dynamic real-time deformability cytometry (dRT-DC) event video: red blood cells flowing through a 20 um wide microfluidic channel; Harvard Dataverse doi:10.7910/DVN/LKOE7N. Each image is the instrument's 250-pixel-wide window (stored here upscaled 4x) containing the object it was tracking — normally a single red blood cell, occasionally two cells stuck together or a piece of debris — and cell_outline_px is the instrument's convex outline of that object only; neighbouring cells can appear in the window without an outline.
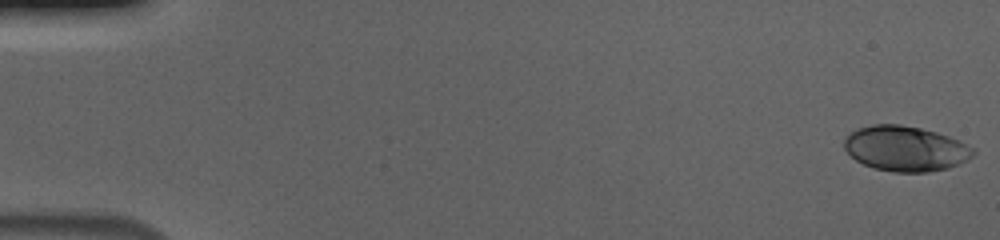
{"species": "human", "species_latin": "Homo sapiens", "temperature_condition": "cold", "stored_images_in_passage": 56, "camera_frame_rate_fps": 3000, "um_per_image_px": 0.085, "donor": {"sex": "male"}, "frame": {"image": 1, "passage_image": 1, "time_ms": 0.0, "image_size_px": [1000, 240], "cell_outline_px": [[976, 152], [968, 160], [948, 168], [928, 172], [892, 172], [872, 168], [856, 160], [844, 148], [844, 140], [856, 128], [872, 124], [900, 124], [920, 128], [936, 132], [960, 140], [976, 148]], "centroid_in_image_um": [76.99, 12.63], "position_along_channel_um": 8.0, "area_um2": 34.16}}
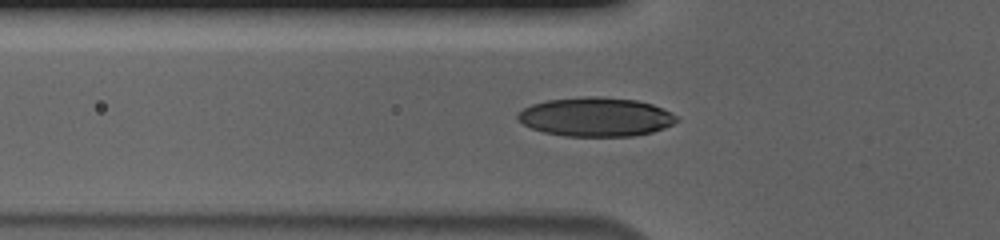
{"frame": {"image": 2, "passage_image": 20, "time_ms": 6.333, "image_size_px": [1000, 240], "cell_outline_px": [[680, 120], [664, 128], [652, 132], [632, 136], [564, 136], [544, 132], [532, 128], [516, 120], [516, 116], [524, 108], [532, 104], [544, 100], [584, 96], [600, 96], [636, 100], [652, 104], [672, 112]], "centroid_in_image_um": [50.64, 9.93], "position_along_channel_um": 75.2, "area_um2": 36.3}}
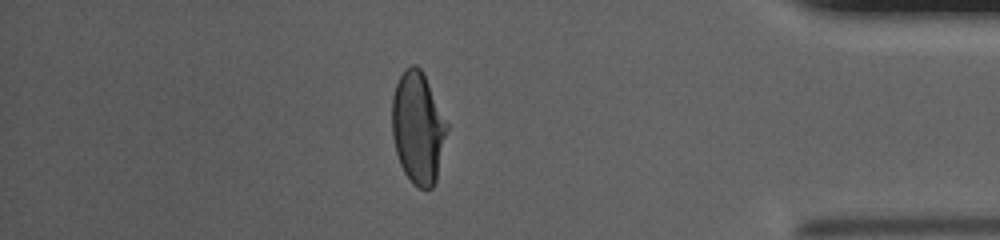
{"frame": {"image": 3, "passage_image": 49, "time_ms": 16.0, "image_size_px": [1000, 240], "cell_outline_px": [[448, 128], [436, 180], [432, 188], [420, 188], [412, 184], [404, 172], [400, 164], [396, 152], [392, 136], [392, 96], [396, 84], [404, 68], [412, 64], [416, 64], [420, 68], [448, 124]], "centroid_in_image_um": [35.51, 10.87], "position_along_channel_um": 399.7, "area_um2": 35.6}, "authors_computed_cell_mechanics": {"area_um2": 35.1135, "velocity_mm_per_s": 3.6935, "shape_relaxation_time_tau1_ms": 4.9791, "shape_relaxation_time_tau2_ms": 0.8549, "deformation_change_tau1": 0.1796, "deformation_change_tau2": 0.0491}}